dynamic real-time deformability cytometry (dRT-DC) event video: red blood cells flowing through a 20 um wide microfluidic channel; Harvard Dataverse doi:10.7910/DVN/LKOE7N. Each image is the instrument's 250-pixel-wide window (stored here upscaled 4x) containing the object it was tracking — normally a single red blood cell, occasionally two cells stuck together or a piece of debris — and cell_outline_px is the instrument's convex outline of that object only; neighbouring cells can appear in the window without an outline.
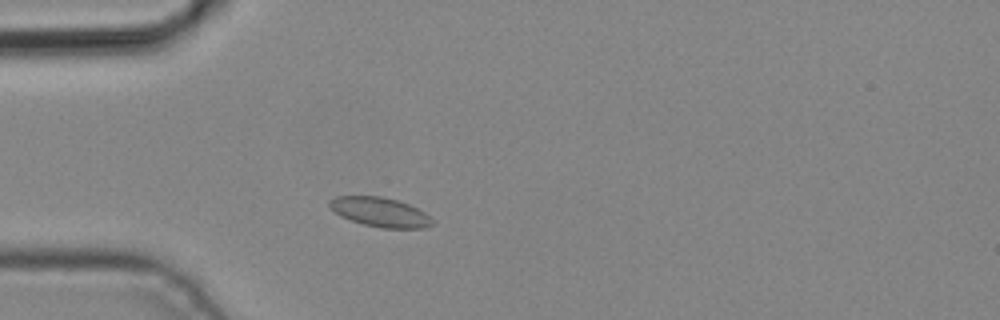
{"species": "common noctule bat (a hibernating species)", "species_latin": "Nyctalus noctula", "temperature_condition": "cold", "stored_images_in_passage": 3, "camera_frame_rate_fps": 3000, "um_per_image_px": 0.085, "animal": {"sex": "male", "body_mass_g": 19.2, "forearm_length_mm": 51.8}, "frame": {"image": 1, "passage_image": 3, "time_ms": 0.667, "image_size_px": [1000, 320], "cell_outline_px": [[432, 224], [424, 228], [380, 228], [364, 224], [340, 216], [328, 208], [328, 200], [336, 196], [380, 196], [396, 200], [408, 204], [424, 212], [432, 220]], "centroid_in_image_um": [32.24, 18.02], "position_along_channel_um": 52.8, "area_um2": 17.51}}